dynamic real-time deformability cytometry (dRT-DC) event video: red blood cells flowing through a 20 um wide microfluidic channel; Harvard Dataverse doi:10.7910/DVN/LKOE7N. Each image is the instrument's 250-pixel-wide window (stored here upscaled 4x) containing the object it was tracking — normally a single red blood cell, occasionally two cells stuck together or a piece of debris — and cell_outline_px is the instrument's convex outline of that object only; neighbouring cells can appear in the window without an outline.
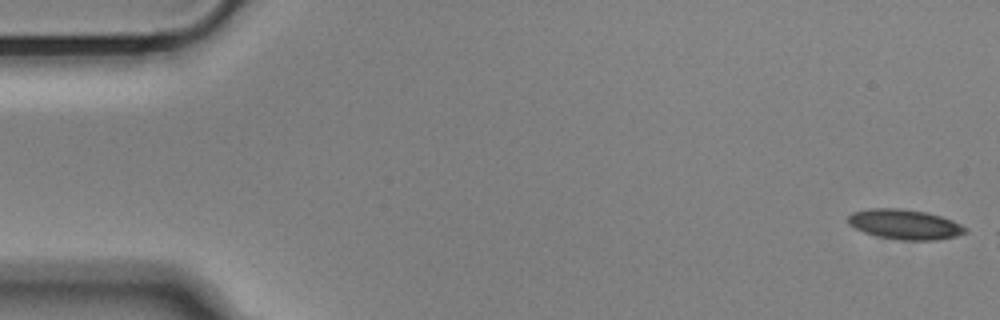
{"species": "Egyptian fruit bat (a non-hibernating species)", "species_latin": "Rousettus aegyptiacus", "temperature_condition": "cold", "stored_images_in_passage": 10, "camera_frame_rate_fps": 3000, "um_per_image_px": 0.085, "animal": {"sex": "male"}, "frame": {"image": 1, "passage_image": 1, "time_ms": 0.0, "image_size_px": [1000, 320], "cell_outline_px": [[968, 232], [956, 236], [936, 240], [900, 240], [876, 236], [864, 232], [848, 224], [848, 216], [852, 212], [868, 208], [900, 208], [928, 212], [952, 220], [968, 228]], "centroid_in_image_um": [76.91, 19.06], "position_along_channel_um": 8.1, "area_um2": 20.63}}